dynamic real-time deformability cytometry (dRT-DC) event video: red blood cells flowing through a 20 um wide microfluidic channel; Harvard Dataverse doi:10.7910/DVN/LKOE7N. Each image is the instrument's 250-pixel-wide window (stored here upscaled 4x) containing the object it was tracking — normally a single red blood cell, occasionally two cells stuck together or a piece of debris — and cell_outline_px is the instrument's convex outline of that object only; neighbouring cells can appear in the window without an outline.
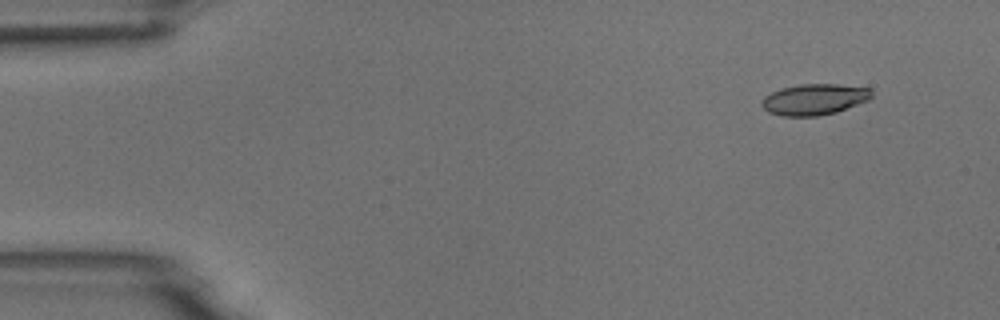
{"species": "common noctule bat (a hibernating species)", "species_latin": "Nyctalus noctula", "temperature_condition": "room temperature", "stored_images_in_passage": 4, "camera_frame_rate_fps": 3000, "um_per_image_px": 0.085, "animal": {"sex": "male", "body_mass_g": 18.8}, "frame": {"image": 1, "passage_image": 1, "time_ms": 0.0, "image_size_px": [1000, 320], "cell_outline_px": [[872, 96], [868, 100], [836, 112], [816, 116], [784, 116], [768, 112], [760, 104], [760, 100], [764, 96], [780, 88], [800, 84], [836, 84], [868, 88], [872, 92]], "centroid_in_image_um": [69.17, 8.44], "position_along_channel_um": 15.8, "area_um2": 19.83}}
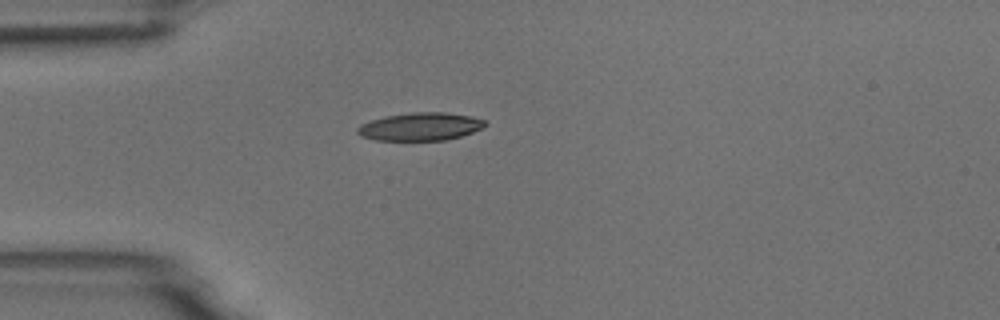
{"frame": {"image": 2, "passage_image": 4, "time_ms": 3.333, "image_size_px": [1000, 320], "cell_outline_px": [[488, 124], [484, 128], [460, 136], [444, 140], [376, 140], [360, 136], [356, 132], [356, 128], [360, 124], [384, 116], [412, 112], [444, 112], [472, 116], [484, 120]], "centroid_in_image_um": [35.72, 10.75], "position_along_channel_um": 49.3, "area_um2": 20.87}}